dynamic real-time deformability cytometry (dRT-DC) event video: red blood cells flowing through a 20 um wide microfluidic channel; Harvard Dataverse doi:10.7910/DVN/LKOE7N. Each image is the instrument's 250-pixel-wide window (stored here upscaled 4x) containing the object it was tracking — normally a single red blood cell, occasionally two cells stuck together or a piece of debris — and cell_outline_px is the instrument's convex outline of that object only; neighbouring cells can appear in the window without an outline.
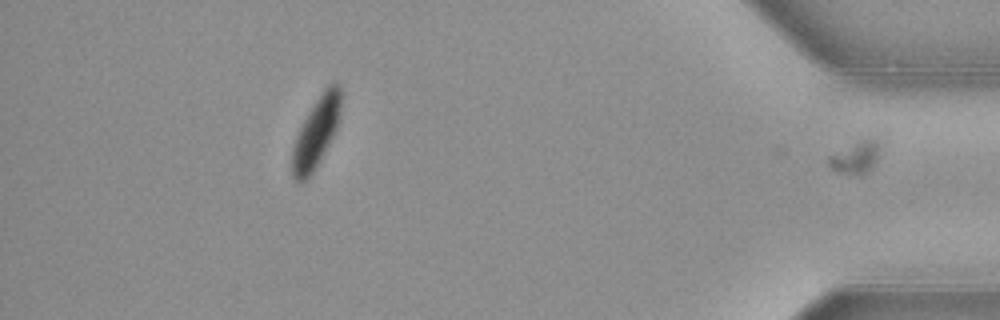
{"species": "common noctule bat (a hibernating species)", "species_latin": "Nyctalus noctula", "temperature_condition": "warm", "stored_images_in_passage": 49, "segment_of_instrument_passage": [2, 2], "camera_frame_rate_fps": 3000, "um_per_image_px": 0.085, "animal": {"sex": "female", "body_mass_g": 21.9}, "frame": {"image": 1, "passage_image": 49, "time_ms": 16.0, "image_size_px": [1000, 320], "cell_outline_px": [[884, 144], [872, 168], [856, 176], [836, 172], [828, 164], [828, 156], [868, 132], [884, 140]], "centroid_in_image_um": [72.84, 13.21], "position_along_channel_um": 362.4, "area_um2": 10.92}}